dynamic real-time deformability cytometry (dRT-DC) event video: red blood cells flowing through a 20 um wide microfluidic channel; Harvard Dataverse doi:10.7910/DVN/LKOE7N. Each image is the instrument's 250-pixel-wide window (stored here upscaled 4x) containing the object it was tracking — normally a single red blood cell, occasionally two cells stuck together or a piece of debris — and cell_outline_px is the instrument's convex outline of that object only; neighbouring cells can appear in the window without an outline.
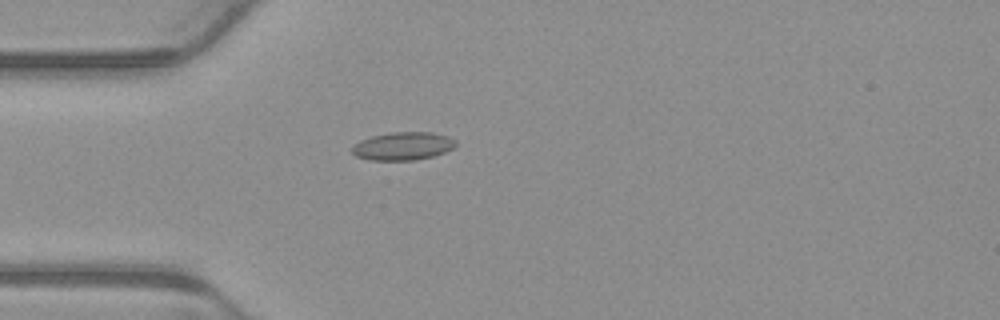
{"species": "common noctule bat (a hibernating species)", "species_latin": "Nyctalus noctula", "temperature_condition": "warm", "stored_images_in_passage": 1, "camera_frame_rate_fps": 3000, "um_per_image_px": 0.085, "animal": {"sex": "male", "body_mass_g": 23.1, "forearm_length_mm": 52.7}, "frame": {"image": 1, "passage_image": 1, "time_ms": 0.0, "image_size_px": [1000, 320], "cell_outline_px": [[456, 144], [452, 148], [444, 152], [432, 156], [416, 160], [368, 160], [356, 156], [352, 152], [352, 148], [360, 140], [372, 136], [392, 132], [432, 132], [448, 136], [456, 140]], "centroid_in_image_um": [34.25, 12.41], "position_along_channel_um": 50.7, "area_um2": 16.88}}